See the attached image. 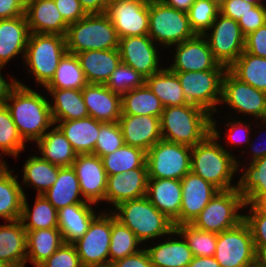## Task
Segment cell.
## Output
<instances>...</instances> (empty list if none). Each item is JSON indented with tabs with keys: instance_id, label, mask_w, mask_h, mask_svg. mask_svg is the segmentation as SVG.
Instances as JSON below:
<instances>
[{
	"instance_id": "cell-1",
	"label": "cell",
	"mask_w": 266,
	"mask_h": 267,
	"mask_svg": "<svg viewBox=\"0 0 266 267\" xmlns=\"http://www.w3.org/2000/svg\"><path fill=\"white\" fill-rule=\"evenodd\" d=\"M215 123L211 119V133L192 147L190 171L220 191H226L237 188V186H231V180L239 163L234 156L215 141L220 137Z\"/></svg>"
},
{
	"instance_id": "cell-2",
	"label": "cell",
	"mask_w": 266,
	"mask_h": 267,
	"mask_svg": "<svg viewBox=\"0 0 266 267\" xmlns=\"http://www.w3.org/2000/svg\"><path fill=\"white\" fill-rule=\"evenodd\" d=\"M8 101L13 103L8 104ZM5 105L24 141L41 139L45 131L54 125L49 101L20 82Z\"/></svg>"
},
{
	"instance_id": "cell-3",
	"label": "cell",
	"mask_w": 266,
	"mask_h": 267,
	"mask_svg": "<svg viewBox=\"0 0 266 267\" xmlns=\"http://www.w3.org/2000/svg\"><path fill=\"white\" fill-rule=\"evenodd\" d=\"M211 116L190 103L164 107L160 118L162 139L193 147L211 133Z\"/></svg>"
},
{
	"instance_id": "cell-4",
	"label": "cell",
	"mask_w": 266,
	"mask_h": 267,
	"mask_svg": "<svg viewBox=\"0 0 266 267\" xmlns=\"http://www.w3.org/2000/svg\"><path fill=\"white\" fill-rule=\"evenodd\" d=\"M112 212L121 224L128 227L140 242L165 234H174L175 226L165 214L159 211L147 198L124 201Z\"/></svg>"
},
{
	"instance_id": "cell-5",
	"label": "cell",
	"mask_w": 266,
	"mask_h": 267,
	"mask_svg": "<svg viewBox=\"0 0 266 267\" xmlns=\"http://www.w3.org/2000/svg\"><path fill=\"white\" fill-rule=\"evenodd\" d=\"M65 39L67 52L75 55L90 50L118 49L120 40L105 13L86 15L69 24Z\"/></svg>"
},
{
	"instance_id": "cell-6",
	"label": "cell",
	"mask_w": 266,
	"mask_h": 267,
	"mask_svg": "<svg viewBox=\"0 0 266 267\" xmlns=\"http://www.w3.org/2000/svg\"><path fill=\"white\" fill-rule=\"evenodd\" d=\"M66 52L65 36L30 33L24 59L37 82L46 86Z\"/></svg>"
},
{
	"instance_id": "cell-7",
	"label": "cell",
	"mask_w": 266,
	"mask_h": 267,
	"mask_svg": "<svg viewBox=\"0 0 266 267\" xmlns=\"http://www.w3.org/2000/svg\"><path fill=\"white\" fill-rule=\"evenodd\" d=\"M244 205L243 196L237 188L219 191L191 224L199 230L219 234L244 220V215L237 213Z\"/></svg>"
},
{
	"instance_id": "cell-8",
	"label": "cell",
	"mask_w": 266,
	"mask_h": 267,
	"mask_svg": "<svg viewBox=\"0 0 266 267\" xmlns=\"http://www.w3.org/2000/svg\"><path fill=\"white\" fill-rule=\"evenodd\" d=\"M195 35L186 12L169 7L161 0H149L148 36L153 41L171 46Z\"/></svg>"
},
{
	"instance_id": "cell-9",
	"label": "cell",
	"mask_w": 266,
	"mask_h": 267,
	"mask_svg": "<svg viewBox=\"0 0 266 267\" xmlns=\"http://www.w3.org/2000/svg\"><path fill=\"white\" fill-rule=\"evenodd\" d=\"M192 147L160 140L146 152L148 178L181 180L191 169Z\"/></svg>"
},
{
	"instance_id": "cell-10",
	"label": "cell",
	"mask_w": 266,
	"mask_h": 267,
	"mask_svg": "<svg viewBox=\"0 0 266 267\" xmlns=\"http://www.w3.org/2000/svg\"><path fill=\"white\" fill-rule=\"evenodd\" d=\"M255 254L252 233L244 220L217 234L214 258L221 267H255Z\"/></svg>"
},
{
	"instance_id": "cell-11",
	"label": "cell",
	"mask_w": 266,
	"mask_h": 267,
	"mask_svg": "<svg viewBox=\"0 0 266 267\" xmlns=\"http://www.w3.org/2000/svg\"><path fill=\"white\" fill-rule=\"evenodd\" d=\"M226 71L205 70L175 73L182 86L186 101L211 114L216 111L215 104L221 102L222 81Z\"/></svg>"
},
{
	"instance_id": "cell-12",
	"label": "cell",
	"mask_w": 266,
	"mask_h": 267,
	"mask_svg": "<svg viewBox=\"0 0 266 267\" xmlns=\"http://www.w3.org/2000/svg\"><path fill=\"white\" fill-rule=\"evenodd\" d=\"M212 28L209 40L207 39L210 50L215 60L228 69L244 52L245 36L238 22L221 13L212 23L210 29Z\"/></svg>"
},
{
	"instance_id": "cell-13",
	"label": "cell",
	"mask_w": 266,
	"mask_h": 267,
	"mask_svg": "<svg viewBox=\"0 0 266 267\" xmlns=\"http://www.w3.org/2000/svg\"><path fill=\"white\" fill-rule=\"evenodd\" d=\"M105 14L115 27L119 39L149 33V0L111 1Z\"/></svg>"
},
{
	"instance_id": "cell-14",
	"label": "cell",
	"mask_w": 266,
	"mask_h": 267,
	"mask_svg": "<svg viewBox=\"0 0 266 267\" xmlns=\"http://www.w3.org/2000/svg\"><path fill=\"white\" fill-rule=\"evenodd\" d=\"M111 238V216L100 214L95 217L86 233L74 242L82 266L109 263Z\"/></svg>"
},
{
	"instance_id": "cell-15",
	"label": "cell",
	"mask_w": 266,
	"mask_h": 267,
	"mask_svg": "<svg viewBox=\"0 0 266 267\" xmlns=\"http://www.w3.org/2000/svg\"><path fill=\"white\" fill-rule=\"evenodd\" d=\"M222 102L266 122V92L240 81L228 69L222 81Z\"/></svg>"
},
{
	"instance_id": "cell-16",
	"label": "cell",
	"mask_w": 266,
	"mask_h": 267,
	"mask_svg": "<svg viewBox=\"0 0 266 267\" xmlns=\"http://www.w3.org/2000/svg\"><path fill=\"white\" fill-rule=\"evenodd\" d=\"M208 34L195 35L176 46L175 62L170 66L173 72L227 70L213 57L206 38Z\"/></svg>"
},
{
	"instance_id": "cell-17",
	"label": "cell",
	"mask_w": 266,
	"mask_h": 267,
	"mask_svg": "<svg viewBox=\"0 0 266 267\" xmlns=\"http://www.w3.org/2000/svg\"><path fill=\"white\" fill-rule=\"evenodd\" d=\"M80 184L82 197L90 204L105 200L107 174L102 159L95 154H78L72 164Z\"/></svg>"
},
{
	"instance_id": "cell-18",
	"label": "cell",
	"mask_w": 266,
	"mask_h": 267,
	"mask_svg": "<svg viewBox=\"0 0 266 267\" xmlns=\"http://www.w3.org/2000/svg\"><path fill=\"white\" fill-rule=\"evenodd\" d=\"M154 41L148 36H130L119 40L121 62L131 66L145 79L158 73V54Z\"/></svg>"
},
{
	"instance_id": "cell-19",
	"label": "cell",
	"mask_w": 266,
	"mask_h": 267,
	"mask_svg": "<svg viewBox=\"0 0 266 267\" xmlns=\"http://www.w3.org/2000/svg\"><path fill=\"white\" fill-rule=\"evenodd\" d=\"M181 185L180 225L191 224L220 190L191 171L181 179Z\"/></svg>"
},
{
	"instance_id": "cell-20",
	"label": "cell",
	"mask_w": 266,
	"mask_h": 267,
	"mask_svg": "<svg viewBox=\"0 0 266 267\" xmlns=\"http://www.w3.org/2000/svg\"><path fill=\"white\" fill-rule=\"evenodd\" d=\"M118 124L124 143L145 152L162 140L159 117L121 114Z\"/></svg>"
},
{
	"instance_id": "cell-21",
	"label": "cell",
	"mask_w": 266,
	"mask_h": 267,
	"mask_svg": "<svg viewBox=\"0 0 266 267\" xmlns=\"http://www.w3.org/2000/svg\"><path fill=\"white\" fill-rule=\"evenodd\" d=\"M148 168L131 169L126 173L107 176L105 201L113 206L147 195Z\"/></svg>"
},
{
	"instance_id": "cell-22",
	"label": "cell",
	"mask_w": 266,
	"mask_h": 267,
	"mask_svg": "<svg viewBox=\"0 0 266 267\" xmlns=\"http://www.w3.org/2000/svg\"><path fill=\"white\" fill-rule=\"evenodd\" d=\"M82 95L90 117L101 122H118L121 117V95L105 84L88 83Z\"/></svg>"
},
{
	"instance_id": "cell-23",
	"label": "cell",
	"mask_w": 266,
	"mask_h": 267,
	"mask_svg": "<svg viewBox=\"0 0 266 267\" xmlns=\"http://www.w3.org/2000/svg\"><path fill=\"white\" fill-rule=\"evenodd\" d=\"M146 196L159 211L173 221L175 227L180 225L181 180L148 178Z\"/></svg>"
},
{
	"instance_id": "cell-24",
	"label": "cell",
	"mask_w": 266,
	"mask_h": 267,
	"mask_svg": "<svg viewBox=\"0 0 266 267\" xmlns=\"http://www.w3.org/2000/svg\"><path fill=\"white\" fill-rule=\"evenodd\" d=\"M25 16L30 33L66 35L69 24L54 0H32L25 6Z\"/></svg>"
},
{
	"instance_id": "cell-25",
	"label": "cell",
	"mask_w": 266,
	"mask_h": 267,
	"mask_svg": "<svg viewBox=\"0 0 266 267\" xmlns=\"http://www.w3.org/2000/svg\"><path fill=\"white\" fill-rule=\"evenodd\" d=\"M30 36L25 15L10 19H0V66H4L12 57L26 53Z\"/></svg>"
},
{
	"instance_id": "cell-26",
	"label": "cell",
	"mask_w": 266,
	"mask_h": 267,
	"mask_svg": "<svg viewBox=\"0 0 266 267\" xmlns=\"http://www.w3.org/2000/svg\"><path fill=\"white\" fill-rule=\"evenodd\" d=\"M87 83L106 84L121 63L118 49L90 50L77 53Z\"/></svg>"
},
{
	"instance_id": "cell-27",
	"label": "cell",
	"mask_w": 266,
	"mask_h": 267,
	"mask_svg": "<svg viewBox=\"0 0 266 267\" xmlns=\"http://www.w3.org/2000/svg\"><path fill=\"white\" fill-rule=\"evenodd\" d=\"M90 206L89 203H77L58 210V229L64 243L73 244L86 233L96 217Z\"/></svg>"
},
{
	"instance_id": "cell-28",
	"label": "cell",
	"mask_w": 266,
	"mask_h": 267,
	"mask_svg": "<svg viewBox=\"0 0 266 267\" xmlns=\"http://www.w3.org/2000/svg\"><path fill=\"white\" fill-rule=\"evenodd\" d=\"M62 131L77 154L94 152L100 126L104 123L88 116L77 120L59 121Z\"/></svg>"
},
{
	"instance_id": "cell-29",
	"label": "cell",
	"mask_w": 266,
	"mask_h": 267,
	"mask_svg": "<svg viewBox=\"0 0 266 267\" xmlns=\"http://www.w3.org/2000/svg\"><path fill=\"white\" fill-rule=\"evenodd\" d=\"M0 226V261L24 267L27 255V232L20 220Z\"/></svg>"
},
{
	"instance_id": "cell-30",
	"label": "cell",
	"mask_w": 266,
	"mask_h": 267,
	"mask_svg": "<svg viewBox=\"0 0 266 267\" xmlns=\"http://www.w3.org/2000/svg\"><path fill=\"white\" fill-rule=\"evenodd\" d=\"M82 195L76 172L72 167H61L54 184L43 193L44 197L57 209L77 203H90L80 199Z\"/></svg>"
},
{
	"instance_id": "cell-31",
	"label": "cell",
	"mask_w": 266,
	"mask_h": 267,
	"mask_svg": "<svg viewBox=\"0 0 266 267\" xmlns=\"http://www.w3.org/2000/svg\"><path fill=\"white\" fill-rule=\"evenodd\" d=\"M54 98V106L50 104L54 124L59 121L77 120L88 117L82 90L47 89Z\"/></svg>"
},
{
	"instance_id": "cell-32",
	"label": "cell",
	"mask_w": 266,
	"mask_h": 267,
	"mask_svg": "<svg viewBox=\"0 0 266 267\" xmlns=\"http://www.w3.org/2000/svg\"><path fill=\"white\" fill-rule=\"evenodd\" d=\"M27 232L26 261L36 267L47 260L63 243L62 233L58 228L38 229Z\"/></svg>"
},
{
	"instance_id": "cell-33",
	"label": "cell",
	"mask_w": 266,
	"mask_h": 267,
	"mask_svg": "<svg viewBox=\"0 0 266 267\" xmlns=\"http://www.w3.org/2000/svg\"><path fill=\"white\" fill-rule=\"evenodd\" d=\"M36 143L41 150L42 159L61 167H72L78 155L58 127L46 132Z\"/></svg>"
},
{
	"instance_id": "cell-34",
	"label": "cell",
	"mask_w": 266,
	"mask_h": 267,
	"mask_svg": "<svg viewBox=\"0 0 266 267\" xmlns=\"http://www.w3.org/2000/svg\"><path fill=\"white\" fill-rule=\"evenodd\" d=\"M145 84L159 98L164 107L189 104L175 72L162 68L158 73L145 79Z\"/></svg>"
},
{
	"instance_id": "cell-35",
	"label": "cell",
	"mask_w": 266,
	"mask_h": 267,
	"mask_svg": "<svg viewBox=\"0 0 266 267\" xmlns=\"http://www.w3.org/2000/svg\"><path fill=\"white\" fill-rule=\"evenodd\" d=\"M7 167L0 172V217L11 222L20 220L25 193L18 183V176Z\"/></svg>"
},
{
	"instance_id": "cell-36",
	"label": "cell",
	"mask_w": 266,
	"mask_h": 267,
	"mask_svg": "<svg viewBox=\"0 0 266 267\" xmlns=\"http://www.w3.org/2000/svg\"><path fill=\"white\" fill-rule=\"evenodd\" d=\"M122 113L126 115H149L161 118L164 105L159 98L144 84L121 96Z\"/></svg>"
},
{
	"instance_id": "cell-37",
	"label": "cell",
	"mask_w": 266,
	"mask_h": 267,
	"mask_svg": "<svg viewBox=\"0 0 266 267\" xmlns=\"http://www.w3.org/2000/svg\"><path fill=\"white\" fill-rule=\"evenodd\" d=\"M152 267H187L193 259V254L185 240H169L155 247L146 249Z\"/></svg>"
},
{
	"instance_id": "cell-38",
	"label": "cell",
	"mask_w": 266,
	"mask_h": 267,
	"mask_svg": "<svg viewBox=\"0 0 266 267\" xmlns=\"http://www.w3.org/2000/svg\"><path fill=\"white\" fill-rule=\"evenodd\" d=\"M228 70L240 81L266 92V58L244 51Z\"/></svg>"
},
{
	"instance_id": "cell-39",
	"label": "cell",
	"mask_w": 266,
	"mask_h": 267,
	"mask_svg": "<svg viewBox=\"0 0 266 267\" xmlns=\"http://www.w3.org/2000/svg\"><path fill=\"white\" fill-rule=\"evenodd\" d=\"M87 84L78 57L66 52L60 59L53 78L45 88L82 90Z\"/></svg>"
},
{
	"instance_id": "cell-40",
	"label": "cell",
	"mask_w": 266,
	"mask_h": 267,
	"mask_svg": "<svg viewBox=\"0 0 266 267\" xmlns=\"http://www.w3.org/2000/svg\"><path fill=\"white\" fill-rule=\"evenodd\" d=\"M58 210L44 197L38 195L33 208V212L28 207L26 195L23 199V207L20 221L26 231L38 229L58 228ZM30 220L29 223L25 221Z\"/></svg>"
},
{
	"instance_id": "cell-41",
	"label": "cell",
	"mask_w": 266,
	"mask_h": 267,
	"mask_svg": "<svg viewBox=\"0 0 266 267\" xmlns=\"http://www.w3.org/2000/svg\"><path fill=\"white\" fill-rule=\"evenodd\" d=\"M101 159L107 176L126 173L131 169L147 168L146 152L126 144Z\"/></svg>"
},
{
	"instance_id": "cell-42",
	"label": "cell",
	"mask_w": 266,
	"mask_h": 267,
	"mask_svg": "<svg viewBox=\"0 0 266 267\" xmlns=\"http://www.w3.org/2000/svg\"><path fill=\"white\" fill-rule=\"evenodd\" d=\"M24 184H33L38 195L46 192L56 181L61 166L52 164L39 156L29 158L24 165Z\"/></svg>"
},
{
	"instance_id": "cell-43",
	"label": "cell",
	"mask_w": 266,
	"mask_h": 267,
	"mask_svg": "<svg viewBox=\"0 0 266 267\" xmlns=\"http://www.w3.org/2000/svg\"><path fill=\"white\" fill-rule=\"evenodd\" d=\"M111 238L109 246V263L123 259L140 251L135 249L141 243L136 235L126 226L116 220L111 213Z\"/></svg>"
},
{
	"instance_id": "cell-44",
	"label": "cell",
	"mask_w": 266,
	"mask_h": 267,
	"mask_svg": "<svg viewBox=\"0 0 266 267\" xmlns=\"http://www.w3.org/2000/svg\"><path fill=\"white\" fill-rule=\"evenodd\" d=\"M174 234L185 238L193 256H214L217 245L216 233L199 230L192 224H181L175 227Z\"/></svg>"
},
{
	"instance_id": "cell-45",
	"label": "cell",
	"mask_w": 266,
	"mask_h": 267,
	"mask_svg": "<svg viewBox=\"0 0 266 267\" xmlns=\"http://www.w3.org/2000/svg\"><path fill=\"white\" fill-rule=\"evenodd\" d=\"M25 141L20 136L6 105H0V150L5 154L18 156L25 148Z\"/></svg>"
},
{
	"instance_id": "cell-46",
	"label": "cell",
	"mask_w": 266,
	"mask_h": 267,
	"mask_svg": "<svg viewBox=\"0 0 266 267\" xmlns=\"http://www.w3.org/2000/svg\"><path fill=\"white\" fill-rule=\"evenodd\" d=\"M237 185L238 192L243 197L266 194V156L251 161V165Z\"/></svg>"
},
{
	"instance_id": "cell-47",
	"label": "cell",
	"mask_w": 266,
	"mask_h": 267,
	"mask_svg": "<svg viewBox=\"0 0 266 267\" xmlns=\"http://www.w3.org/2000/svg\"><path fill=\"white\" fill-rule=\"evenodd\" d=\"M144 84L145 78L142 75L131 66L121 62L112 72L105 85L114 93L122 96L124 93L142 87Z\"/></svg>"
},
{
	"instance_id": "cell-48",
	"label": "cell",
	"mask_w": 266,
	"mask_h": 267,
	"mask_svg": "<svg viewBox=\"0 0 266 267\" xmlns=\"http://www.w3.org/2000/svg\"><path fill=\"white\" fill-rule=\"evenodd\" d=\"M219 13L210 0H195L187 12L191 28L197 35H204Z\"/></svg>"
},
{
	"instance_id": "cell-49",
	"label": "cell",
	"mask_w": 266,
	"mask_h": 267,
	"mask_svg": "<svg viewBox=\"0 0 266 267\" xmlns=\"http://www.w3.org/2000/svg\"><path fill=\"white\" fill-rule=\"evenodd\" d=\"M124 144L123 134L118 122H104L100 126V132L92 154L102 158L103 156L116 151Z\"/></svg>"
},
{
	"instance_id": "cell-50",
	"label": "cell",
	"mask_w": 266,
	"mask_h": 267,
	"mask_svg": "<svg viewBox=\"0 0 266 267\" xmlns=\"http://www.w3.org/2000/svg\"><path fill=\"white\" fill-rule=\"evenodd\" d=\"M38 267H82L74 244L63 243Z\"/></svg>"
},
{
	"instance_id": "cell-51",
	"label": "cell",
	"mask_w": 266,
	"mask_h": 267,
	"mask_svg": "<svg viewBox=\"0 0 266 267\" xmlns=\"http://www.w3.org/2000/svg\"><path fill=\"white\" fill-rule=\"evenodd\" d=\"M252 214L244 215V221L248 224L255 248L266 247V214L258 212L253 206Z\"/></svg>"
},
{
	"instance_id": "cell-52",
	"label": "cell",
	"mask_w": 266,
	"mask_h": 267,
	"mask_svg": "<svg viewBox=\"0 0 266 267\" xmlns=\"http://www.w3.org/2000/svg\"><path fill=\"white\" fill-rule=\"evenodd\" d=\"M266 23V6L255 5L241 16L238 24L244 36L254 32Z\"/></svg>"
},
{
	"instance_id": "cell-53",
	"label": "cell",
	"mask_w": 266,
	"mask_h": 267,
	"mask_svg": "<svg viewBox=\"0 0 266 267\" xmlns=\"http://www.w3.org/2000/svg\"><path fill=\"white\" fill-rule=\"evenodd\" d=\"M244 51L266 58V23L245 36Z\"/></svg>"
},
{
	"instance_id": "cell-54",
	"label": "cell",
	"mask_w": 266,
	"mask_h": 267,
	"mask_svg": "<svg viewBox=\"0 0 266 267\" xmlns=\"http://www.w3.org/2000/svg\"><path fill=\"white\" fill-rule=\"evenodd\" d=\"M54 2L68 24L77 22L87 15L79 0H54Z\"/></svg>"
},
{
	"instance_id": "cell-55",
	"label": "cell",
	"mask_w": 266,
	"mask_h": 267,
	"mask_svg": "<svg viewBox=\"0 0 266 267\" xmlns=\"http://www.w3.org/2000/svg\"><path fill=\"white\" fill-rule=\"evenodd\" d=\"M255 5L247 3L243 0H227L221 7L220 13L228 18L239 22L242 15H244L248 9L253 8Z\"/></svg>"
},
{
	"instance_id": "cell-56",
	"label": "cell",
	"mask_w": 266,
	"mask_h": 267,
	"mask_svg": "<svg viewBox=\"0 0 266 267\" xmlns=\"http://www.w3.org/2000/svg\"><path fill=\"white\" fill-rule=\"evenodd\" d=\"M112 264L114 267H152L151 259L146 249L126 256Z\"/></svg>"
},
{
	"instance_id": "cell-57",
	"label": "cell",
	"mask_w": 266,
	"mask_h": 267,
	"mask_svg": "<svg viewBox=\"0 0 266 267\" xmlns=\"http://www.w3.org/2000/svg\"><path fill=\"white\" fill-rule=\"evenodd\" d=\"M25 15V6L19 0H0V19Z\"/></svg>"
},
{
	"instance_id": "cell-58",
	"label": "cell",
	"mask_w": 266,
	"mask_h": 267,
	"mask_svg": "<svg viewBox=\"0 0 266 267\" xmlns=\"http://www.w3.org/2000/svg\"><path fill=\"white\" fill-rule=\"evenodd\" d=\"M87 15L104 14L108 7V0H79Z\"/></svg>"
},
{
	"instance_id": "cell-59",
	"label": "cell",
	"mask_w": 266,
	"mask_h": 267,
	"mask_svg": "<svg viewBox=\"0 0 266 267\" xmlns=\"http://www.w3.org/2000/svg\"><path fill=\"white\" fill-rule=\"evenodd\" d=\"M245 205L253 206L258 212L266 214V194L262 195H245L243 197Z\"/></svg>"
},
{
	"instance_id": "cell-60",
	"label": "cell",
	"mask_w": 266,
	"mask_h": 267,
	"mask_svg": "<svg viewBox=\"0 0 266 267\" xmlns=\"http://www.w3.org/2000/svg\"><path fill=\"white\" fill-rule=\"evenodd\" d=\"M0 69H2V66H0ZM18 83L19 81L17 82L13 79L12 83H7L0 73V105H4L7 102V99L10 97V94Z\"/></svg>"
},
{
	"instance_id": "cell-61",
	"label": "cell",
	"mask_w": 266,
	"mask_h": 267,
	"mask_svg": "<svg viewBox=\"0 0 266 267\" xmlns=\"http://www.w3.org/2000/svg\"><path fill=\"white\" fill-rule=\"evenodd\" d=\"M187 267H221L214 256L211 257H200L193 256L192 261Z\"/></svg>"
},
{
	"instance_id": "cell-62",
	"label": "cell",
	"mask_w": 266,
	"mask_h": 267,
	"mask_svg": "<svg viewBox=\"0 0 266 267\" xmlns=\"http://www.w3.org/2000/svg\"><path fill=\"white\" fill-rule=\"evenodd\" d=\"M165 5L177 10L188 12L195 0H161Z\"/></svg>"
},
{
	"instance_id": "cell-63",
	"label": "cell",
	"mask_w": 266,
	"mask_h": 267,
	"mask_svg": "<svg viewBox=\"0 0 266 267\" xmlns=\"http://www.w3.org/2000/svg\"><path fill=\"white\" fill-rule=\"evenodd\" d=\"M255 267H266V247L255 248Z\"/></svg>"
},
{
	"instance_id": "cell-64",
	"label": "cell",
	"mask_w": 266,
	"mask_h": 267,
	"mask_svg": "<svg viewBox=\"0 0 266 267\" xmlns=\"http://www.w3.org/2000/svg\"><path fill=\"white\" fill-rule=\"evenodd\" d=\"M240 123L241 122H233V124H231V129H229V131H230V134H229V139H230V141L231 142H233V143H236L237 144V142L239 141V143H240V140H236V139H238V136H240V134L237 136V133L239 132V130L238 129H240V128H238L239 126H244V125H240ZM242 131H244V130H242ZM245 135V134H244ZM235 136H237V138L235 137ZM245 137H246V140L245 141H248L249 142V138H247L248 137V135L246 136L245 135ZM236 138V139H235ZM243 139V138H242ZM241 141H243V140H241ZM244 141V142H245ZM242 143V142H241Z\"/></svg>"
},
{
	"instance_id": "cell-65",
	"label": "cell",
	"mask_w": 266,
	"mask_h": 267,
	"mask_svg": "<svg viewBox=\"0 0 266 267\" xmlns=\"http://www.w3.org/2000/svg\"><path fill=\"white\" fill-rule=\"evenodd\" d=\"M253 160L252 161H255L257 159H260V158H263L266 156V147L265 148H256L254 147L253 149Z\"/></svg>"
},
{
	"instance_id": "cell-66",
	"label": "cell",
	"mask_w": 266,
	"mask_h": 267,
	"mask_svg": "<svg viewBox=\"0 0 266 267\" xmlns=\"http://www.w3.org/2000/svg\"><path fill=\"white\" fill-rule=\"evenodd\" d=\"M219 10L227 0H210Z\"/></svg>"
},
{
	"instance_id": "cell-67",
	"label": "cell",
	"mask_w": 266,
	"mask_h": 267,
	"mask_svg": "<svg viewBox=\"0 0 266 267\" xmlns=\"http://www.w3.org/2000/svg\"><path fill=\"white\" fill-rule=\"evenodd\" d=\"M82 267H114L112 263L103 264V265H88V266H82Z\"/></svg>"
},
{
	"instance_id": "cell-68",
	"label": "cell",
	"mask_w": 266,
	"mask_h": 267,
	"mask_svg": "<svg viewBox=\"0 0 266 267\" xmlns=\"http://www.w3.org/2000/svg\"><path fill=\"white\" fill-rule=\"evenodd\" d=\"M243 1H245V2H247V3L254 4V5H263V4L261 3V0H243Z\"/></svg>"
},
{
	"instance_id": "cell-69",
	"label": "cell",
	"mask_w": 266,
	"mask_h": 267,
	"mask_svg": "<svg viewBox=\"0 0 266 267\" xmlns=\"http://www.w3.org/2000/svg\"><path fill=\"white\" fill-rule=\"evenodd\" d=\"M0 267H13L11 264H8L6 262L0 261Z\"/></svg>"
},
{
	"instance_id": "cell-70",
	"label": "cell",
	"mask_w": 266,
	"mask_h": 267,
	"mask_svg": "<svg viewBox=\"0 0 266 267\" xmlns=\"http://www.w3.org/2000/svg\"><path fill=\"white\" fill-rule=\"evenodd\" d=\"M7 166L0 160V172H2Z\"/></svg>"
},
{
	"instance_id": "cell-71",
	"label": "cell",
	"mask_w": 266,
	"mask_h": 267,
	"mask_svg": "<svg viewBox=\"0 0 266 267\" xmlns=\"http://www.w3.org/2000/svg\"><path fill=\"white\" fill-rule=\"evenodd\" d=\"M24 6L30 3L32 0H19Z\"/></svg>"
}]
</instances>
